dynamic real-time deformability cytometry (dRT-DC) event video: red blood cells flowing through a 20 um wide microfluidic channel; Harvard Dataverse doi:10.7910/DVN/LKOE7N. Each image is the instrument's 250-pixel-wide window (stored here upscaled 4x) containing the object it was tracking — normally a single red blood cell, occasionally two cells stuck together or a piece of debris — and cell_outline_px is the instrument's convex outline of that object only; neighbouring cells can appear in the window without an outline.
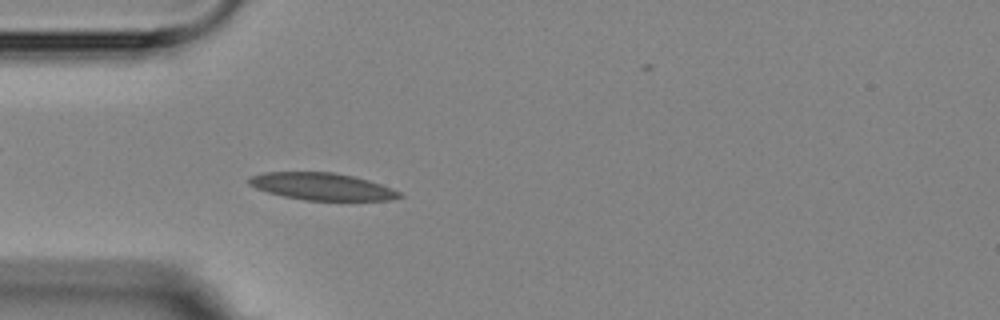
{"species": "Egyptian fruit bat (a non-hibernating species)", "species_latin": "Rousettus aegyptiacus", "temperature_condition": "room temperature", "stored_images_in_passage": 3, "camera_frame_rate_fps": 3000, "um_per_image_px": 0.085, "animal": {"sex": "female"}, "frame": {"image": 1, "passage_image": 3, "time_ms": 3.333, "image_size_px": [1000, 320], "cell_outline_px": [[404, 196], [392, 200], [304, 200], [284, 196], [268, 192], [256, 188], [248, 184], [248, 180], [252, 176], [264, 172], [332, 172], [352, 176], [368, 180], [392, 188], [400, 192]], "centroid_in_image_um": [27.38, 15.85], "position_along_channel_um": 57.6, "area_um2": 23.64}}